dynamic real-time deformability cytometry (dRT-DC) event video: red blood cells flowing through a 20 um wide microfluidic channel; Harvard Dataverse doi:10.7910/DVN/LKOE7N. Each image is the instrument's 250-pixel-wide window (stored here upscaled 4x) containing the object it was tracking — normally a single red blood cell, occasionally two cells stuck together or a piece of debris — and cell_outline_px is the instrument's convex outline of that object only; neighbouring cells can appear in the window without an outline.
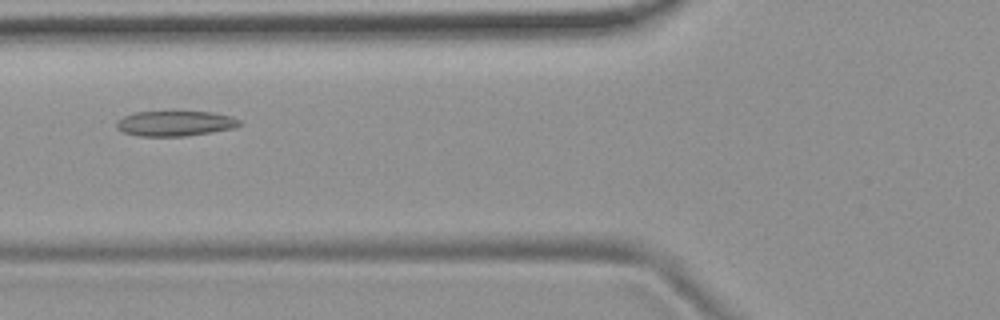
{"species": "common noctule bat (a hibernating species)", "species_latin": "Nyctalus noctula", "temperature_condition": "room temperature", "stored_images_in_passage": 45, "camera_frame_rate_fps": 3000, "um_per_image_px": 0.085, "animal": {"sex": "female", "body_mass_g": 19.9}, "frame": {"image": 1, "passage_image": 12, "time_ms": 3.667, "image_size_px": [1000, 320], "cell_outline_px": [[244, 124], [232, 128], [184, 136], [140, 136], [124, 132], [116, 128], [116, 124], [124, 116], [136, 112], [212, 112], [232, 116], [240, 120]], "centroid_in_image_um": [14.91, 10.49], "position_along_channel_um": 110.9, "area_um2": 17.8}}
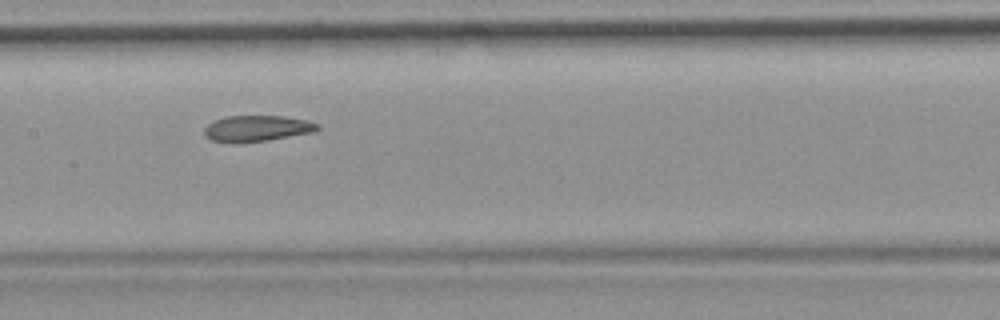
{"frame": {"image": 2, "passage_image": 18, "time_ms": 5.667, "image_size_px": [1000, 320], "cell_outline_px": [[320, 128], [316, 132], [268, 140], [236, 144], [212, 140], [204, 136], [204, 128], [208, 124], [216, 120], [228, 116], [284, 116], [308, 120], [320, 124]], "centroid_in_image_um": [21.88, 10.93], "position_along_channel_um": 185.5, "area_um2": 17.46}}
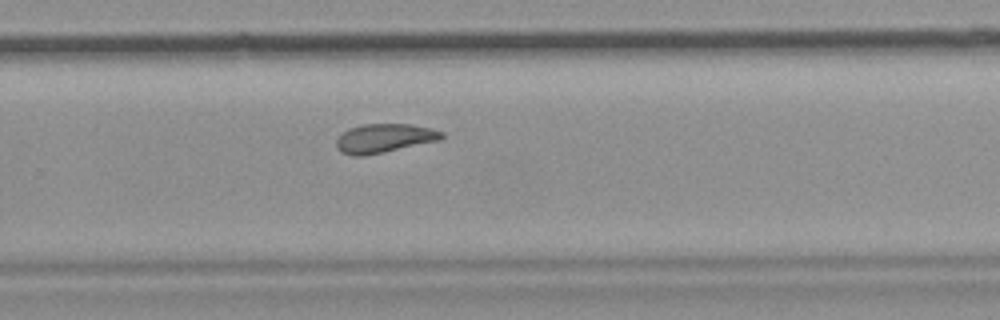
{"frame": {"image": 3, "passage_image": 27, "time_ms": 8.667, "image_size_px": [1000, 320], "cell_outline_px": [[444, 136], [440, 140], [384, 152], [364, 156], [352, 156], [340, 152], [336, 148], [336, 140], [348, 128], [364, 124], [412, 124], [444, 132]], "centroid_in_image_um": [32.64, 11.76], "position_along_channel_um": 297.2, "area_um2": 17.74}, "authors_computed_cell_mechanics": {"area_um2": 18.4382, "velocity_mm_per_s": 3.7397, "shape_relaxation_time_tau1_ms": null, "shape_relaxation_time_tau2_ms": 3.6474, "deformation_change_tau1": null, "deformation_change_tau2": 0.1038}}